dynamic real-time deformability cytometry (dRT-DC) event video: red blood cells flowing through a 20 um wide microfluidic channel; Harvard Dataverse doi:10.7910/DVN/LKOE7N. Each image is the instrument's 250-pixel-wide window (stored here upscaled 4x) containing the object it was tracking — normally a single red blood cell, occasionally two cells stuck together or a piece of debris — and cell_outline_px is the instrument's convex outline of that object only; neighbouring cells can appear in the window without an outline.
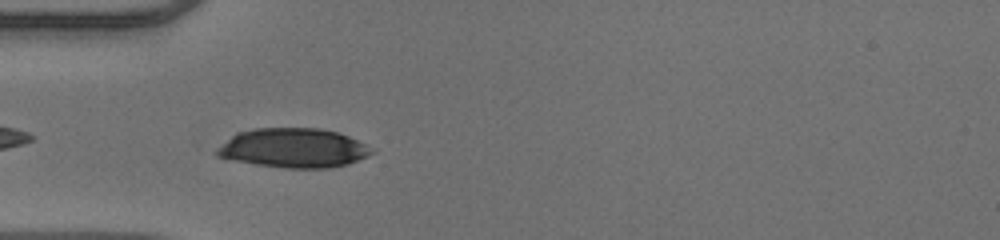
{"species": "human", "species_latin": "Homo sapiens", "temperature_condition": "warm", "stored_images_in_passage": 37, "camera_frame_rate_fps": 3000, "um_per_image_px": 0.085, "donor": {"sex": "male"}, "frame": {"image": 1, "passage_image": 2, "time_ms": 0.333, "image_size_px": [1000, 240], "cell_outline_px": [[376, 152], [368, 156], [348, 164], [328, 168], [288, 168], [256, 164], [216, 156], [216, 148], [236, 132], [256, 128], [320, 128], [336, 132], [348, 136], [364, 144]], "centroid_in_image_um": [24.94, 12.58], "position_along_channel_um": 60.1, "area_um2": 35.32}}
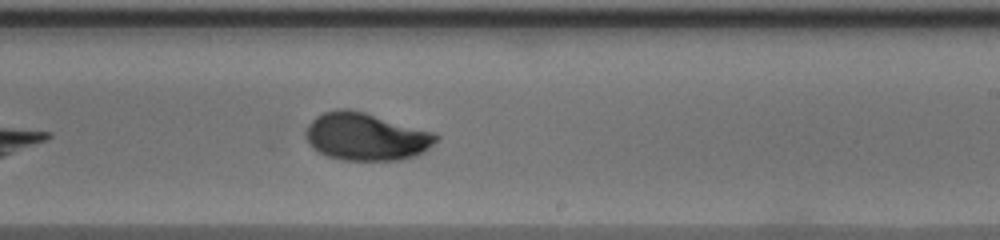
{"frame": {"image": 2, "passage_image": 17, "time_ms": 5.333, "image_size_px": [1000, 240], "cell_outline_px": [[440, 136], [428, 148], [416, 156], [400, 160], [340, 160], [328, 156], [312, 148], [304, 136], [304, 128], [316, 116], [324, 112], [336, 108], [348, 108], [364, 112], [436, 132]], "centroid_in_image_um": [31.08, 11.6], "position_along_channel_um": 257.9, "area_um2": 36.47}}
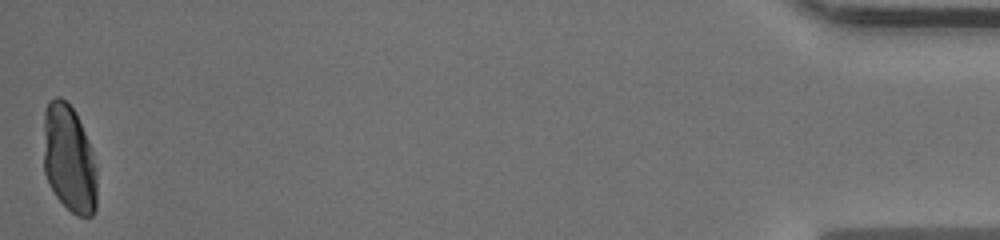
{"frame": {"image": 3, "passage_image": 37, "time_ms": 12.0, "image_size_px": [1000, 240], "cell_outline_px": [[96, 208], [92, 216], [76, 216], [56, 196], [48, 184], [44, 172], [44, 108], [48, 100], [56, 96], [60, 96], [76, 112], [88, 140], [92, 152], [96, 168]], "centroid_in_image_um": [5.85, 13.48], "position_along_channel_um": 429.3, "area_um2": 33.76}, "authors_computed_cell_mechanics": {"area_um2": 35.7204, "velocity_mm_per_s": 4.0114, "shape_relaxation_time_tau1_ms": 4.4972, "shape_relaxation_time_tau2_ms": 1.0499, "deformation_change_tau1": 0.1726, "deformation_change_tau2": 0.0386}}